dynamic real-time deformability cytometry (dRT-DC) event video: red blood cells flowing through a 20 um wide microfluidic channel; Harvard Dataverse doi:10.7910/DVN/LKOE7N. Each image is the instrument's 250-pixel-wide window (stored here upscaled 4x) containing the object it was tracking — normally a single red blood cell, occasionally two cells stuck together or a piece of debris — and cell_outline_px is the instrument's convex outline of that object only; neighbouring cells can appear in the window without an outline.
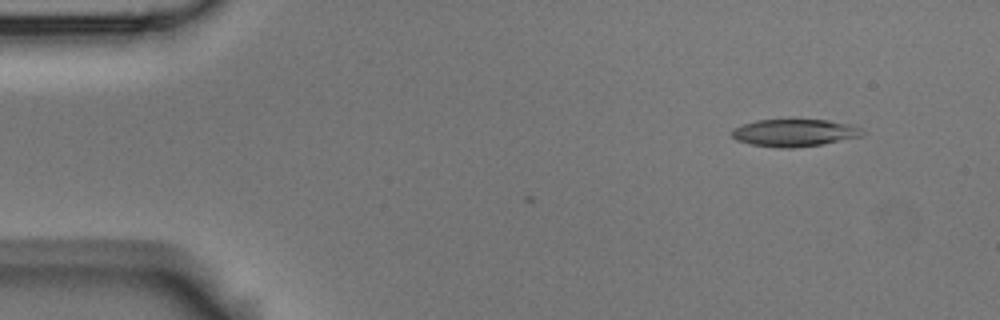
{"species": "Egyptian fruit bat (a non-hibernating species)", "species_latin": "Rousettus aegyptiacus", "temperature_condition": "room temperature", "stored_images_in_passage": 2, "camera_frame_rate_fps": 3000, "um_per_image_px": 0.085, "animal": {"sex": "male"}, "frame": {"image": 1, "passage_image": 2, "time_ms": 0.333, "image_size_px": [1000, 320], "cell_outline_px": [[868, 132], [860, 136], [820, 144], [792, 148], [780, 148], [752, 144], [736, 140], [732, 136], [732, 128], [756, 120], [828, 120], [848, 124], [860, 128]], "centroid_in_image_um": [67.51, 11.28], "position_along_channel_um": 17.5, "area_um2": 20.52}}